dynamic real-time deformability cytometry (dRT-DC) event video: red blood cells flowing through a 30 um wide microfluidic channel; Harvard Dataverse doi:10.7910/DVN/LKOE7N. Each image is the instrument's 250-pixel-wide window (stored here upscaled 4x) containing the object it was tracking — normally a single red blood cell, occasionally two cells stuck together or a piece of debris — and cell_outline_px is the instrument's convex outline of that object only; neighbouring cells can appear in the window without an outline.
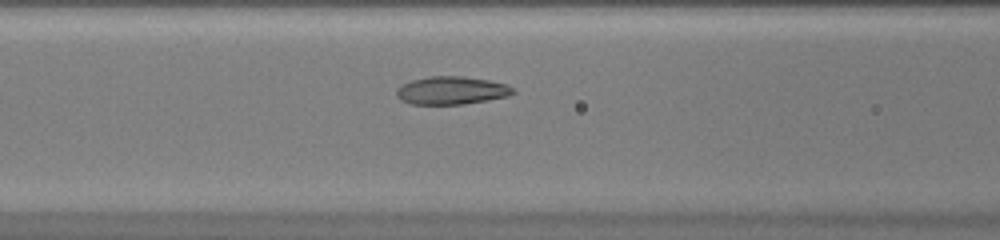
{"species": "common noctule bat (a hibernating species)", "species_latin": "Nyctalus noctula", "temperature_condition": "warm", "stored_images_in_passage": 38, "camera_frame_rate_fps": 3000, "um_per_image_px": 0.085, "animal": {"sex": "female", "body_mass_g": 20.0, "forearm_length_mm": 54.0}, "frame": {"image": 1, "passage_image": 12, "time_ms": 3.667, "image_size_px": [1000, 240], "cell_outline_px": [[516, 92], [508, 96], [488, 100], [464, 104], [412, 104], [400, 100], [396, 96], [396, 88], [412, 80], [428, 76], [460, 76], [488, 80], [504, 84], [512, 88]], "centroid_in_image_um": [38.35, 7.69], "position_along_channel_um": 128.3, "area_um2": 18.9}}
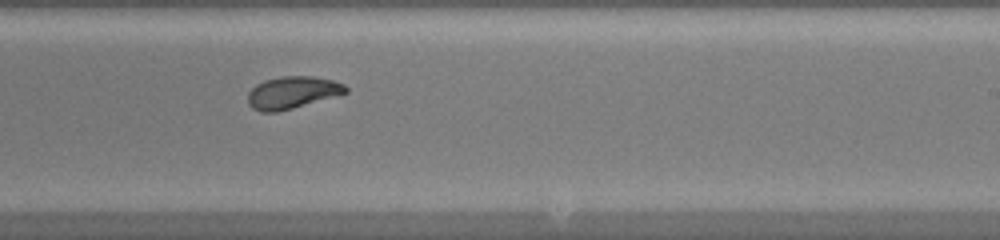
{"frame": {"image": 2, "passage_image": 21, "time_ms": 6.667, "image_size_px": [1000, 240], "cell_outline_px": [[348, 92], [292, 108], [276, 112], [260, 112], [252, 108], [248, 104], [248, 92], [256, 84], [264, 80], [280, 76], [312, 76], [332, 80], [344, 84], [348, 88]], "centroid_in_image_um": [24.81, 7.86], "position_along_channel_um": 264.2, "area_um2": 18.26}}
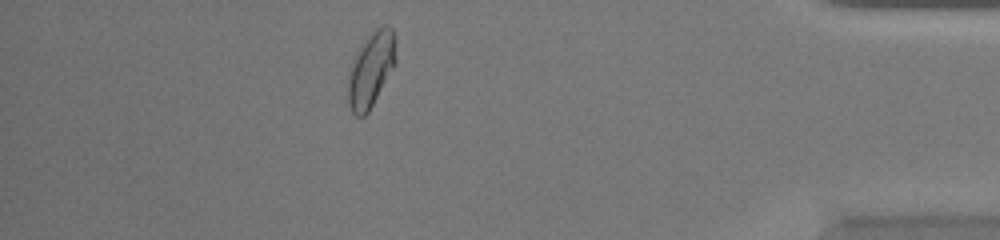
{"frame": {"image": 3, "passage_image": 33, "time_ms": 10.667, "image_size_px": [1000, 240], "cell_outline_px": [[396, 64], [368, 112], [364, 116], [356, 116], [352, 112], [348, 104], [348, 68], [352, 60], [364, 40], [376, 28], [384, 24], [388, 24], [392, 28], [396, 36]], "centroid_in_image_um": [31.55, 5.86], "position_along_channel_um": 403.7, "area_um2": 21.21}}